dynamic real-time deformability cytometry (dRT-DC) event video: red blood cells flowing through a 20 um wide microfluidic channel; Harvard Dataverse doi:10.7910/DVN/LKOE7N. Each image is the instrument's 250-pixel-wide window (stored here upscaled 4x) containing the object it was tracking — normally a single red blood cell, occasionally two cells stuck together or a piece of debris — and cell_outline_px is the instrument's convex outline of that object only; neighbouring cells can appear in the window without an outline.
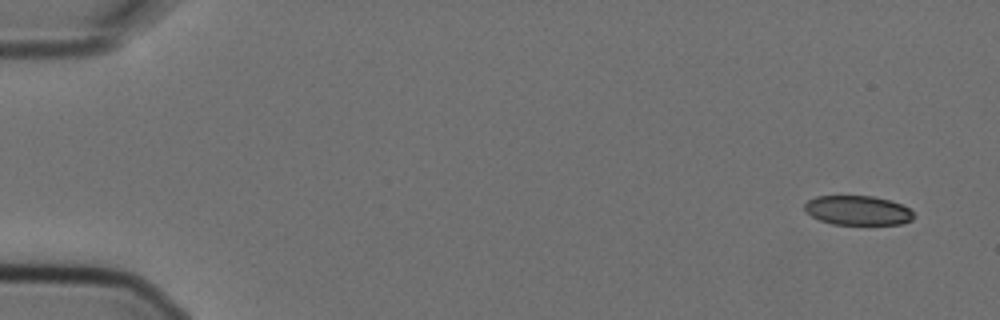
{"species": "Egyptian fruit bat (a non-hibernating species)", "species_latin": "Rousettus aegyptiacus", "temperature_condition": "cold", "stored_images_in_passage": 5, "camera_frame_rate_fps": 3000, "um_per_image_px": 0.085, "animal": {"sex": "female"}, "frame": {"image": 1, "passage_image": 1, "time_ms": 0.0, "image_size_px": [1000, 320], "cell_outline_px": [[912, 220], [900, 224], [832, 224], [820, 220], [812, 216], [804, 208], [804, 204], [808, 200], [816, 196], [872, 196], [888, 200], [900, 204], [908, 208], [912, 212]], "centroid_in_image_um": [72.88, 17.88], "position_along_channel_um": 12.1, "area_um2": 18.44}}
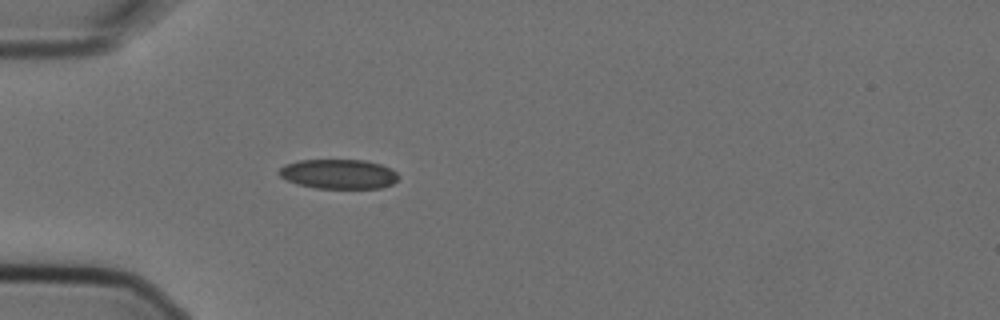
{"frame": {"image": 2, "passage_image": 5, "time_ms": 1.333, "image_size_px": [1000, 320], "cell_outline_px": [[400, 176], [392, 184], [380, 188], [316, 188], [296, 184], [280, 176], [276, 172], [284, 164], [300, 160], [364, 160], [380, 164], [396, 172]], "centroid_in_image_um": [28.75, 14.79], "position_along_channel_um": 56.3, "area_um2": 20.58}}